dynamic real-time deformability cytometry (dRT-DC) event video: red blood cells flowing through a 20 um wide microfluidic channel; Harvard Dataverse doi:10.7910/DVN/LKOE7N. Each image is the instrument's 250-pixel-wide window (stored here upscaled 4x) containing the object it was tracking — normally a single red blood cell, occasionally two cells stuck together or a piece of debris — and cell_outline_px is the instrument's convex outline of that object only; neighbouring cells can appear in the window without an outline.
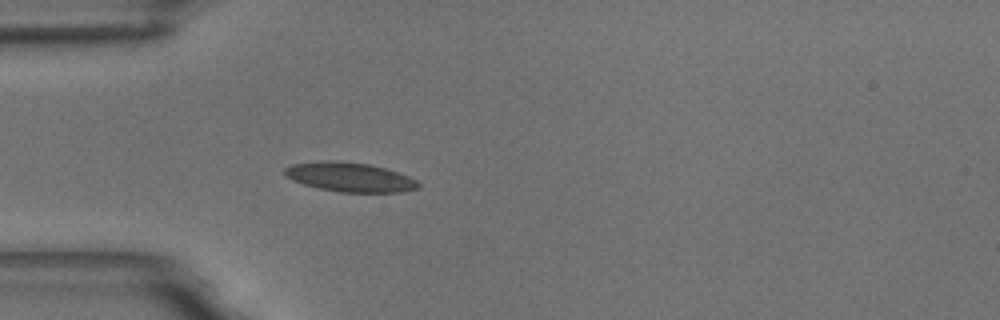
{"species": "common noctule bat (a hibernating species)", "species_latin": "Nyctalus noctula", "temperature_condition": "room temperature", "stored_images_in_passage": 5, "camera_frame_rate_fps": 3000, "um_per_image_px": 0.085, "animal": {"sex": "male", "body_mass_g": 18.8}, "frame": {"image": 1, "passage_image": 5, "time_ms": 4.667, "image_size_px": [1000, 320], "cell_outline_px": [[420, 188], [400, 192], [340, 192], [320, 188], [304, 184], [292, 180], [284, 176], [284, 168], [292, 164], [320, 160], [340, 160], [368, 164], [384, 168], [408, 176], [416, 180], [420, 184]], "centroid_in_image_um": [29.7, 15.04], "position_along_channel_um": 55.3, "area_um2": 22.89}}